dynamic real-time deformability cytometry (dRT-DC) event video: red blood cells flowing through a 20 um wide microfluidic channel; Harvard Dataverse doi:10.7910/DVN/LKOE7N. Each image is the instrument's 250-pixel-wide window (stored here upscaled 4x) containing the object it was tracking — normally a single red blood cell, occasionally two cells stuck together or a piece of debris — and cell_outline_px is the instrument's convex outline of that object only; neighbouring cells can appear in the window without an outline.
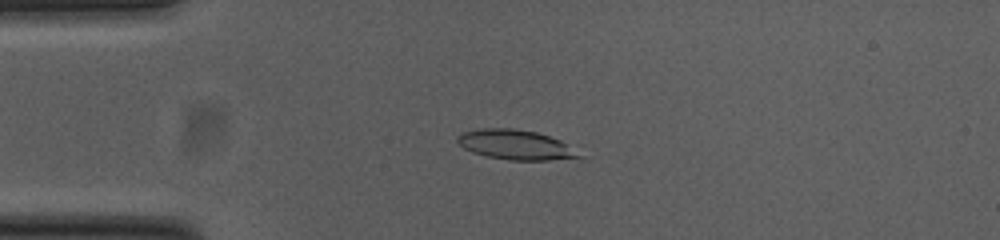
{"species": "common noctule bat (a hibernating species)", "species_latin": "Nyctalus noctula", "temperature_condition": "cold", "stored_images_in_passage": 37, "camera_frame_rate_fps": 3000, "um_per_image_px": 0.085, "animal": {"sex": "female", "body_mass_g": 23.0, "forearm_length_mm": 53.4}, "frame": {"image": 1, "passage_image": 4, "time_ms": 1.0, "image_size_px": [1000, 240], "cell_outline_px": [[584, 156], [548, 160], [508, 160], [488, 156], [472, 152], [464, 148], [456, 140], [456, 136], [464, 132], [484, 128], [512, 128], [536, 132], [580, 144]], "centroid_in_image_um": [44.02, 12.3], "position_along_channel_um": 41.0, "area_um2": 21.79}}
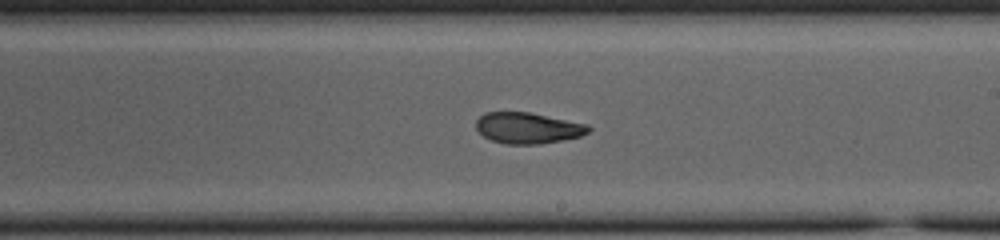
{"frame": {"image": 2, "passage_image": 22, "time_ms": 7.0, "image_size_px": [1000, 240], "cell_outline_px": [[592, 128], [588, 132], [580, 136], [540, 144], [504, 144], [492, 140], [484, 136], [476, 128], [476, 120], [484, 112], [528, 112], [588, 124]], "centroid_in_image_um": [44.85, 10.87], "position_along_channel_um": 244.1, "area_um2": 20.23}}
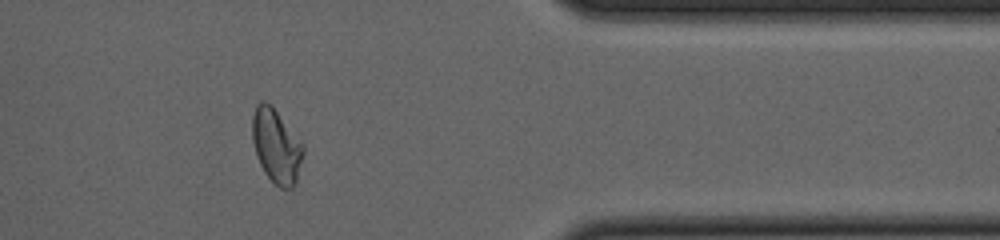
{"frame": {"image": 3, "passage_image": 35, "time_ms": 11.333, "image_size_px": [1000, 240], "cell_outline_px": [[304, 152], [296, 184], [292, 188], [280, 188], [264, 172], [256, 156], [252, 140], [252, 116], [256, 104], [260, 100], [264, 100], [272, 104], [304, 144]], "centroid_in_image_um": [23.49, 12.37], "position_along_channel_um": 387.9, "area_um2": 22.37}, "authors_computed_cell_mechanics": {"area_um2": 21.4438, "velocity_mm_per_s": 3.7894, "shape_relaxation_time_tau1_ms": null, "shape_relaxation_time_tau2_ms": 2.0854, "deformation_change_tau1": null, "deformation_change_tau2": 0.0762}}